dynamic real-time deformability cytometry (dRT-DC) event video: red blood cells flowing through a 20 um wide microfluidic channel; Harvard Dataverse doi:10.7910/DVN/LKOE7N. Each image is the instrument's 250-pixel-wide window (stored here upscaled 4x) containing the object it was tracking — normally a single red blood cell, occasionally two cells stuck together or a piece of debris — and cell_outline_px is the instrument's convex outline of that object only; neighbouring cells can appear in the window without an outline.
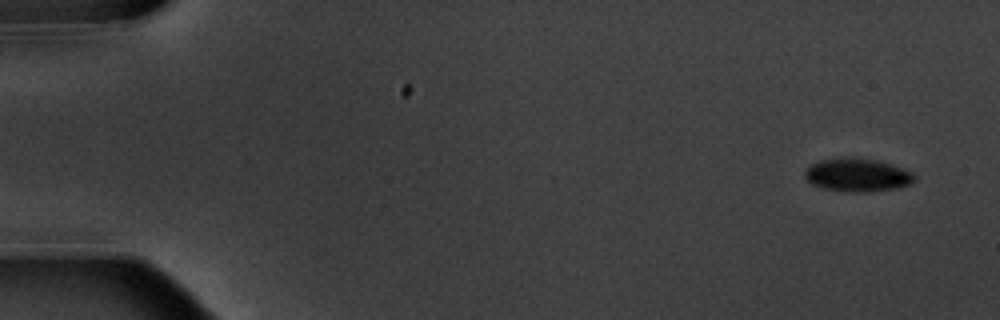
{"species": "common noctule bat (a hibernating species)", "species_latin": "Nyctalus noctula", "temperature_condition": "warm", "stored_images_in_passage": 4, "segment_of_instrument_passage": [2, 2], "camera_frame_rate_fps": 3000, "um_per_image_px": 0.085, "animal": {"sex": "male", "body_mass_g": 20.1, "forearm_length_mm": 53.5}, "frame": {"image": 1, "passage_image": 4, "time_ms": 3.667, "image_size_px": [1000, 320], "cell_outline_px": [[916, 180], [908, 184], [896, 188], [868, 192], [844, 192], [824, 188], [812, 184], [804, 176], [804, 172], [812, 164], [820, 160], [876, 160], [912, 172], [916, 176]], "centroid_in_image_um": [72.89, 14.93], "position_along_channel_um": 12.1, "area_um2": 20.35}}